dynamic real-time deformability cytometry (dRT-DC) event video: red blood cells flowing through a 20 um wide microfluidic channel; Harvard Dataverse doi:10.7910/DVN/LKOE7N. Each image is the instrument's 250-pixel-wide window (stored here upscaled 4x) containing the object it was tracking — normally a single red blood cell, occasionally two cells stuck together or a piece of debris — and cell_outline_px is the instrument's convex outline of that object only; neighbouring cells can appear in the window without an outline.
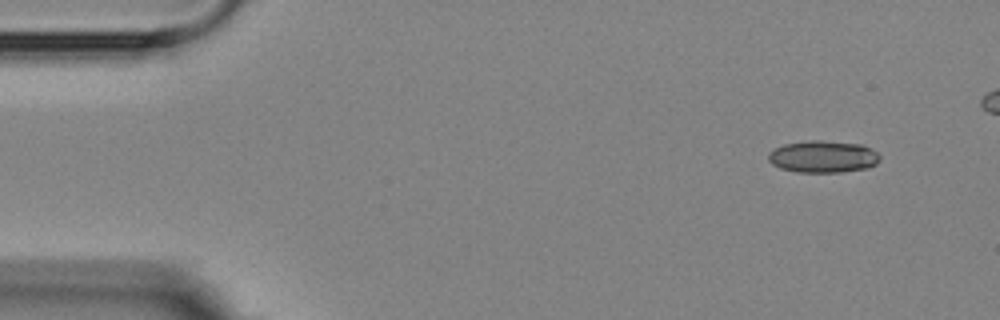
{"species": "Egyptian fruit bat (a non-hibernating species)", "species_latin": "Rousettus aegyptiacus", "temperature_condition": "room temperature", "stored_images_in_passage": 5, "camera_frame_rate_fps": 3000, "um_per_image_px": 0.085, "animal": {"sex": "female"}, "frame": {"image": 1, "passage_image": 2, "time_ms": 1.0, "image_size_px": [1000, 320], "cell_outline_px": [[880, 160], [876, 164], [868, 168], [840, 172], [800, 172], [780, 168], [772, 164], [768, 160], [768, 152], [784, 144], [812, 140], [820, 140], [864, 144], [876, 152], [880, 156]], "centroid_in_image_um": [69.98, 13.31], "position_along_channel_um": 15.0, "area_um2": 20.87}}